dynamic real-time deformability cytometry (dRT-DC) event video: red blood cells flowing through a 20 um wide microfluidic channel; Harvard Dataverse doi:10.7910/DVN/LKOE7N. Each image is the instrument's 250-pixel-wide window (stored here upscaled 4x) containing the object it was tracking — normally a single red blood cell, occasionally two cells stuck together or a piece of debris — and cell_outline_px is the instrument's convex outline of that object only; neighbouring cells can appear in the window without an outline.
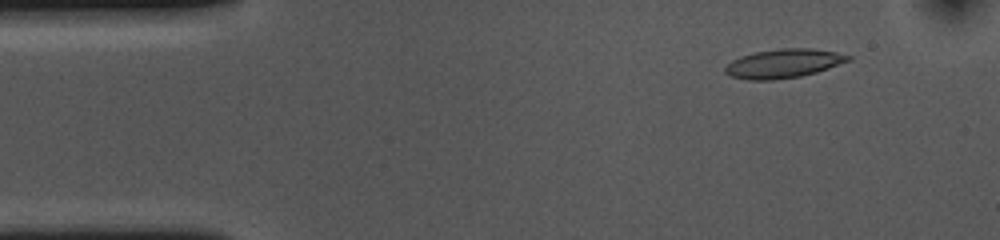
{"species": "common noctule bat (a hibernating species)", "species_latin": "Nyctalus noctula", "temperature_condition": "cold", "stored_images_in_passage": 53, "camera_frame_rate_fps": 3000, "um_per_image_px": 0.085, "animal": {"sex": "female", "body_mass_g": 10.0, "forearm_length_mm": 53.1}, "frame": {"image": 1, "passage_image": 5, "time_ms": 1.333, "image_size_px": [1000, 240], "cell_outline_px": [[852, 60], [816, 72], [800, 76], [772, 80], [748, 80], [732, 76], [724, 72], [724, 68], [732, 60], [740, 56], [756, 52], [780, 48], [812, 48], [836, 52], [852, 56]], "centroid_in_image_um": [66.61, 5.39], "position_along_channel_um": 18.4, "area_um2": 20.69}}
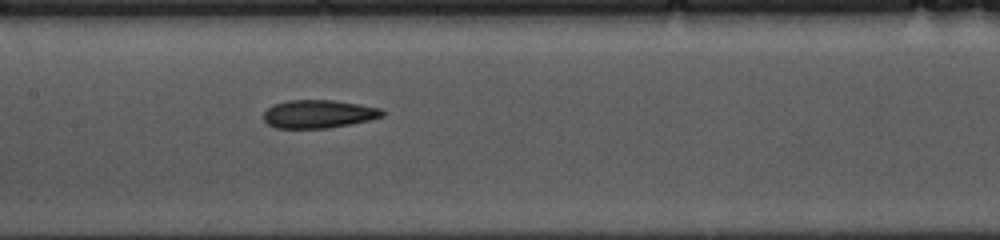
{"frame": {"image": 2, "passage_image": 24, "time_ms": 7.667, "image_size_px": [1000, 240], "cell_outline_px": [[384, 116], [352, 124], [328, 128], [276, 128], [268, 124], [264, 120], [264, 112], [272, 104], [288, 100], [332, 100], [360, 104], [380, 108], [384, 112]], "centroid_in_image_um": [27.07, 9.69], "position_along_channel_um": 180.3, "area_um2": 19.54}}
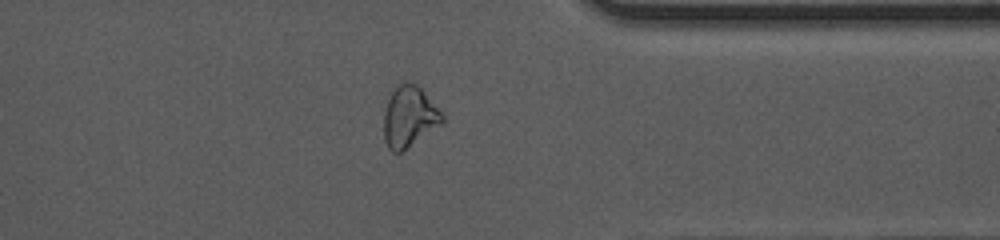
{"frame": {"image": 3, "passage_image": 41, "time_ms": 13.333, "image_size_px": [1000, 240], "cell_outline_px": [[444, 120], [440, 124], [400, 152], [392, 152], [388, 148], [384, 140], [384, 112], [388, 100], [396, 84], [404, 80], [408, 80], [416, 84], [424, 92], [444, 116]], "centroid_in_image_um": [34.74, 9.88], "position_along_channel_um": 376.7, "area_um2": 20.4}, "authors_computed_cell_mechanics": {"area_um2": 20.2878, "velocity_mm_per_s": 3.6438, "shape_relaxation_time_tau1_ms": 10.8113, "shape_relaxation_time_tau2_ms": 4.2528, "deformation_change_tau1": 0.2277, "deformation_change_tau2": 0.1309}}